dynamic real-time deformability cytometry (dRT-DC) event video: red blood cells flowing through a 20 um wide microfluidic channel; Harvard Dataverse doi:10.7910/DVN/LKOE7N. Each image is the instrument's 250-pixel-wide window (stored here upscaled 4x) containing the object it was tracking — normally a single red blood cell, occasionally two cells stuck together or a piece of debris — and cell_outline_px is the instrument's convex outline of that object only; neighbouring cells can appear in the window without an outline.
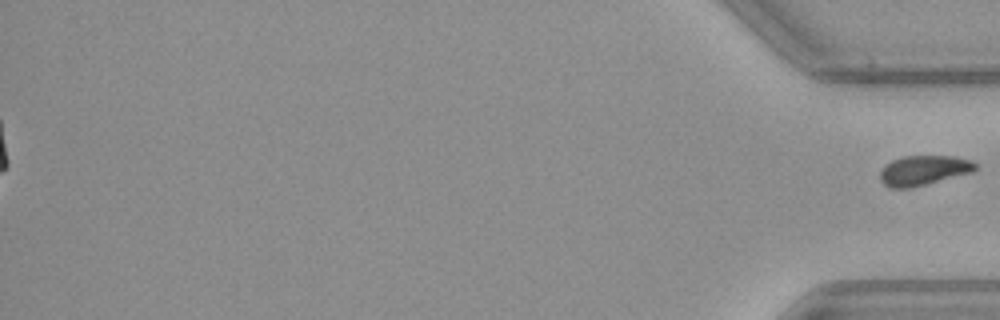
{"species": "common noctule bat (a hibernating species)", "species_latin": "Nyctalus noctula", "temperature_condition": "warm", "stored_images_in_passage": 50, "segment_of_instrument_passage": [2, 2], "camera_frame_rate_fps": 3000, "um_per_image_px": 0.085, "animal": {"sex": "female", "body_mass_g": 21.9}, "frame": {"image": 1, "passage_image": 50, "time_ms": 16.333, "image_size_px": [1000, 320], "cell_outline_px": [[976, 168], [972, 172], [908, 188], [888, 188], [880, 180], [880, 172], [884, 164], [892, 160], [904, 156], [952, 156], [972, 160], [976, 164]], "centroid_in_image_um": [78.46, 14.47], "position_along_channel_um": 356.7, "area_um2": 16.42}}